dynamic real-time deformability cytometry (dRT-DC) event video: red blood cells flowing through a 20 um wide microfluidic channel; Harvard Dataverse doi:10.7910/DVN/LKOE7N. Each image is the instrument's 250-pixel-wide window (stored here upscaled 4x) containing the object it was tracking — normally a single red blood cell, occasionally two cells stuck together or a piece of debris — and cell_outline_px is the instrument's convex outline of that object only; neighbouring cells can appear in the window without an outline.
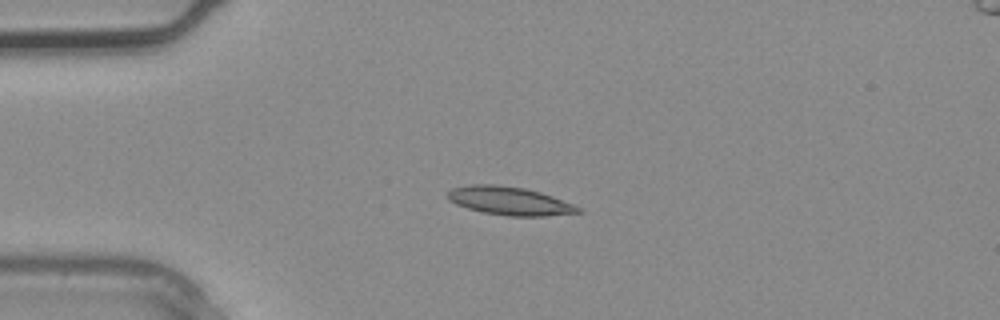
{"species": "common noctule bat (a hibernating species)", "species_latin": "Nyctalus noctula", "temperature_condition": "warm", "stored_images_in_passage": 2, "camera_frame_rate_fps": 3000, "um_per_image_px": 0.085, "animal": {"sex": "male", "body_mass_g": 20.4}, "frame": {"image": 1, "passage_image": 2, "time_ms": 0.333, "image_size_px": [1000, 320], "cell_outline_px": [[584, 212], [544, 216], [508, 216], [484, 212], [468, 208], [456, 204], [448, 200], [448, 192], [452, 188], [468, 184], [496, 184], [524, 188], [540, 192], [552, 196], [572, 204], [580, 208]], "centroid_in_image_um": [43.29, 17.07], "position_along_channel_um": 41.7, "area_um2": 21.44}}